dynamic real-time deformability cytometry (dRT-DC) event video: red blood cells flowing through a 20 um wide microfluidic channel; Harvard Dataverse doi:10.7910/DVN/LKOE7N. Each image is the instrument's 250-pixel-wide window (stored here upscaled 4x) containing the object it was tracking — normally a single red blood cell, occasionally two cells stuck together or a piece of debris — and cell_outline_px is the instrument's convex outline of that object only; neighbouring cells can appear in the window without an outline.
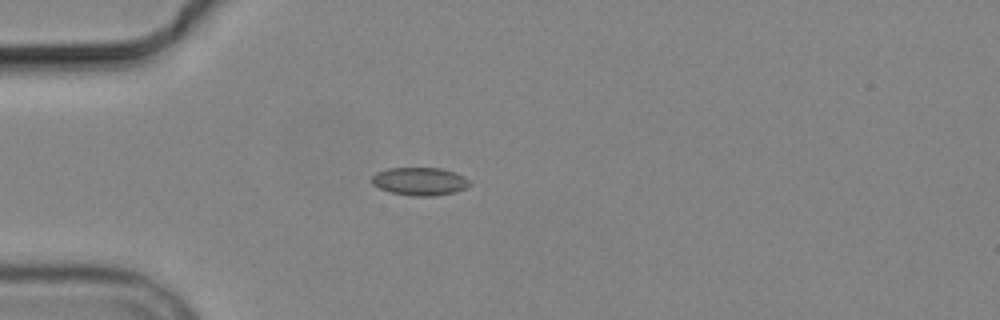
{"species": "common noctule bat (a hibernating species)", "species_latin": "Nyctalus noctula", "temperature_condition": "cold", "stored_images_in_passage": 4, "camera_frame_rate_fps": 3000, "um_per_image_px": 0.085, "animal": {"sex": "male", "body_mass_g": 19.2, "forearm_length_mm": 51.8}, "frame": {"image": 1, "passage_image": 4, "time_ms": 3.333, "image_size_px": [1000, 320], "cell_outline_px": [[472, 184], [468, 188], [456, 192], [432, 196], [412, 196], [392, 192], [380, 188], [372, 184], [372, 176], [376, 172], [388, 168], [440, 168], [464, 176]], "centroid_in_image_um": [35.7, 15.42], "position_along_channel_um": 49.3, "area_um2": 15.95}}